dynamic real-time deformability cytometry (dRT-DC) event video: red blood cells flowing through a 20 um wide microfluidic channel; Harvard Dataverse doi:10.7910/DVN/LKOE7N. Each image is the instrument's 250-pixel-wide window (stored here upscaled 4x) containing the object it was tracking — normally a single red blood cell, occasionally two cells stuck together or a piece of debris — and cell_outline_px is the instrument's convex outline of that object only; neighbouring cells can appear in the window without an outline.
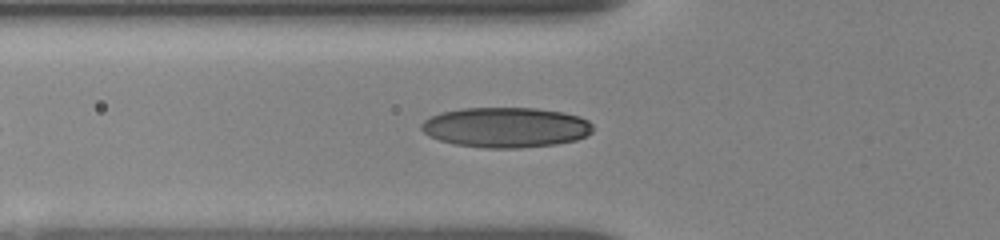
{"species": "human", "species_latin": "Homo sapiens", "temperature_condition": "room temperature", "stored_images_in_passage": 46, "camera_frame_rate_fps": 3000, "um_per_image_px": 0.085, "donor": {"sex": "female"}, "frame": {"image": 1, "passage_image": 2, "time_ms": 0.333, "image_size_px": [1000, 240], "cell_outline_px": [[592, 132], [588, 136], [576, 140], [556, 144], [520, 148], [484, 148], [456, 144], [440, 140], [428, 136], [420, 128], [420, 124], [424, 120], [440, 112], [460, 108], [536, 108], [564, 112], [580, 116], [588, 120], [592, 124]], "centroid_in_image_um": [43.01, 10.82], "position_along_channel_um": 82.8, "area_um2": 40.46}}
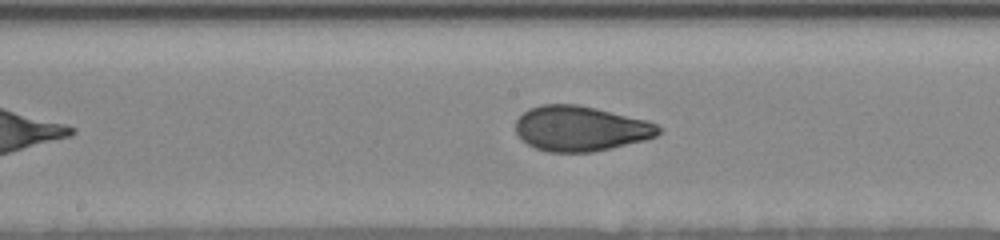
{"frame": {"image": 2, "passage_image": 17, "time_ms": 3.333, "image_size_px": [1000, 240], "cell_outline_px": [[664, 132], [656, 136], [644, 140], [612, 148], [592, 152], [548, 152], [536, 148], [528, 144], [516, 132], [516, 120], [528, 108], [540, 104], [576, 104], [596, 108], [648, 120], [664, 128]], "centroid_in_image_um": [49.39, 10.92], "position_along_channel_um": 198.8, "area_um2": 37.8}}
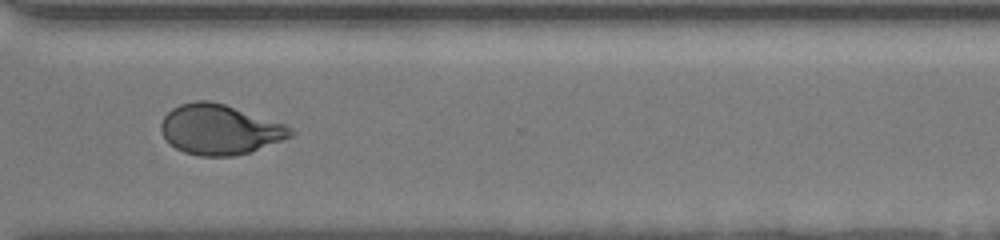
{"frame": {"image": 3, "passage_image": 34, "time_ms": 7.333, "image_size_px": [1000, 240], "cell_outline_px": [[296, 132], [292, 136], [248, 152], [232, 156], [200, 156], [184, 152], [176, 148], [160, 132], [160, 124], [164, 116], [172, 108], [180, 104], [196, 100], [212, 100], [288, 124]], "centroid_in_image_um": [18.69, 10.98], "position_along_channel_um": 351.9, "area_um2": 37.86}}